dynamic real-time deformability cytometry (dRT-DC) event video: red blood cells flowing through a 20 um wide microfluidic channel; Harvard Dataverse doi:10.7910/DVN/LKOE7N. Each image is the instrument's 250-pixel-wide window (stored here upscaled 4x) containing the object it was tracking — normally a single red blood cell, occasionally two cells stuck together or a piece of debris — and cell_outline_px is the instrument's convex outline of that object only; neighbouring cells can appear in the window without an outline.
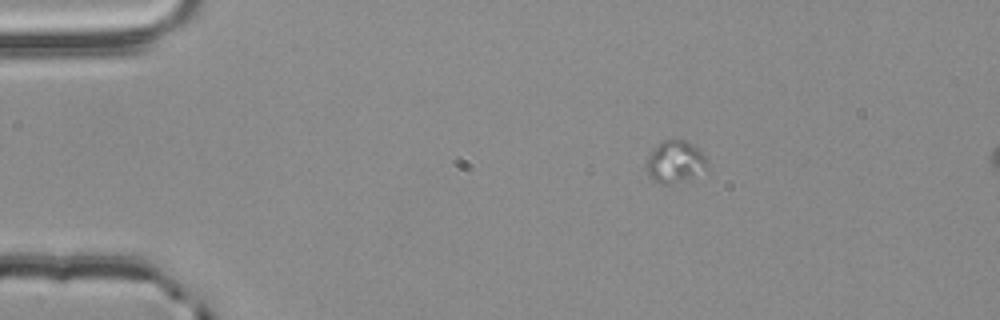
{"species": "common noctule bat (a hibernating species)", "species_latin": "Nyctalus noctula", "temperature_condition": "room temperature", "stored_images_in_passage": 56, "camera_frame_rate_fps": 3000, "um_per_image_px": 0.085, "animal": {"sex": "male", "body_mass_g": 20.4}, "frame": {"image": 1, "passage_image": 11, "time_ms": 3.333, "image_size_px": [1000, 320], "cell_outline_px": [[708, 168], [692, 176], [668, 184], [660, 184], [652, 180], [648, 176], [644, 168], [644, 164], [648, 156], [664, 140], [684, 140], [696, 148], [704, 156], [708, 164]], "centroid_in_image_um": [57.32, 13.77], "position_along_channel_um": 27.7, "area_um2": 14.51}}